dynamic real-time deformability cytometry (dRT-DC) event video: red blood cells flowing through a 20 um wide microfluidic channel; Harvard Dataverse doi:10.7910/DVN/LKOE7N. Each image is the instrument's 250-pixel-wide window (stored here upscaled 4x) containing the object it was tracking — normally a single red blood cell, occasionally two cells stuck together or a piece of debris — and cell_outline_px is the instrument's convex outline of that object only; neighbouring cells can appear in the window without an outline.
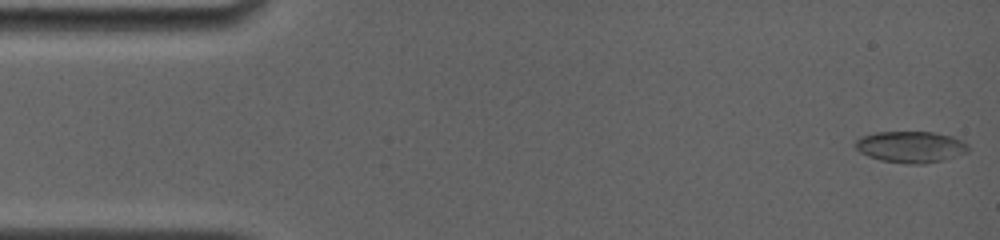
{"species": "common noctule bat (a hibernating species)", "species_latin": "Nyctalus noctula", "temperature_condition": "room temperature", "stored_images_in_passage": 19, "camera_frame_rate_fps": 4000, "um_per_image_px": 0.085, "animal": {"sex": "female", "body_mass_g": 19.0, "forearm_length_mm": 56.7}, "frame": {"image": 1, "passage_image": 1, "time_ms": 0.0, "image_size_px": [1000, 240], "cell_outline_px": [[968, 152], [944, 160], [924, 164], [912, 164], [880, 160], [868, 156], [860, 152], [856, 148], [856, 140], [860, 136], [876, 132], [932, 132], [952, 136], [968, 144]], "centroid_in_image_um": [77.41, 12.48], "position_along_channel_um": 7.6, "area_um2": 20.63}}
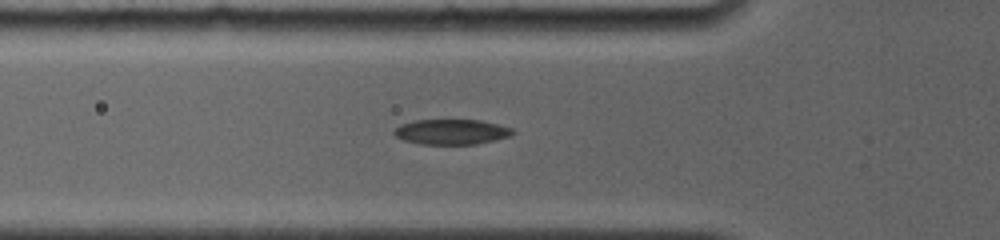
{"frame": {"image": 2, "passage_image": 12, "time_ms": 5.25, "image_size_px": [1000, 240], "cell_outline_px": [[516, 132], [512, 136], [496, 140], [476, 144], [420, 144], [404, 140], [396, 136], [392, 132], [400, 124], [412, 120], [480, 120], [512, 128]], "centroid_in_image_um": [38.39, 11.21], "position_along_channel_um": 87.4, "area_um2": 17.51}}
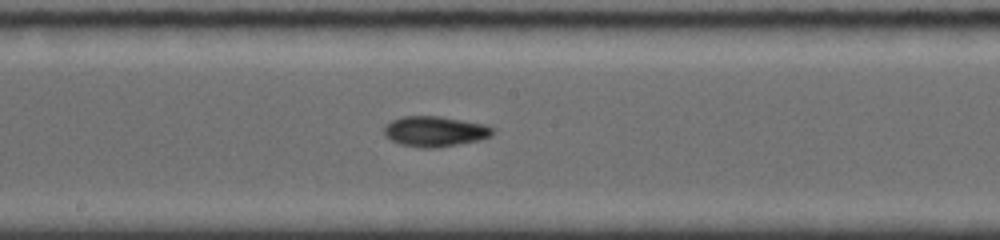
{"frame": {"image": 3, "passage_image": 19, "time_ms": 8.5, "image_size_px": [1000, 240], "cell_outline_px": [[496, 132], [492, 136], [480, 140], [436, 148], [424, 148], [400, 144], [384, 136], [384, 128], [392, 120], [404, 116], [440, 116], [484, 124], [492, 128]], "centroid_in_image_um": [36.99, 11.17], "position_along_channel_um": 211.2, "area_um2": 19.19}}